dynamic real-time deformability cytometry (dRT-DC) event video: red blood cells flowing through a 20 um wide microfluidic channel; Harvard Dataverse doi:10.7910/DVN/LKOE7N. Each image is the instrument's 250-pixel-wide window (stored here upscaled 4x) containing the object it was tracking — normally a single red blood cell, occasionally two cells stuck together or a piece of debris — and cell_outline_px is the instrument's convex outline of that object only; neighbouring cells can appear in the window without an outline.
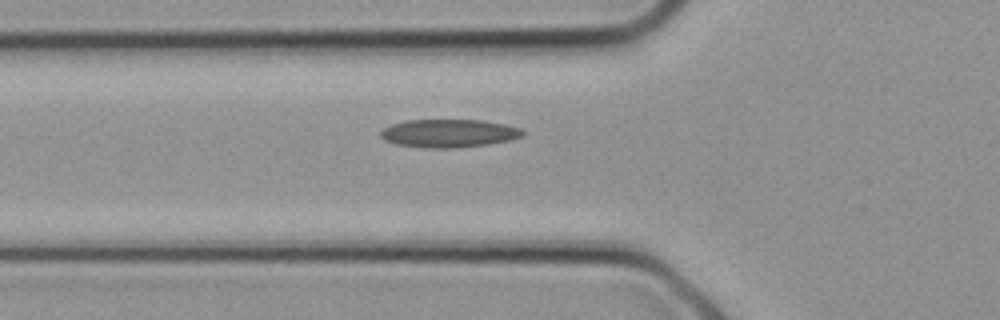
{"species": "common noctule bat (a hibernating species)", "species_latin": "Nyctalus noctula", "temperature_condition": "cold", "stored_images_in_passage": 18, "camera_frame_rate_fps": 3000, "um_per_image_px": 0.085, "animal": {"sex": "female", "body_mass_g": 21.9}, "frame": {"image": 1, "passage_image": 3, "time_ms": 0.667, "image_size_px": [1000, 320], "cell_outline_px": [[524, 136], [512, 140], [488, 144], [456, 148], [428, 148], [396, 144], [384, 140], [380, 136], [380, 132], [384, 128], [392, 124], [408, 120], [484, 120], [508, 124], [520, 128], [524, 132]], "centroid_in_image_um": [38.2, 11.33], "position_along_channel_um": 87.6, "area_um2": 23.47}}
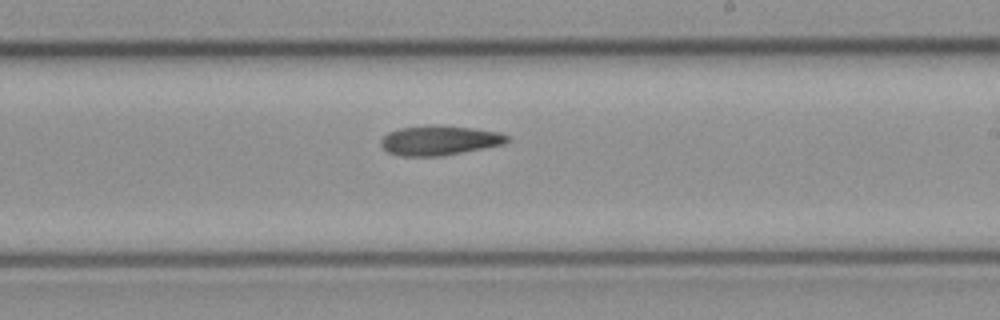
{"frame": {"image": 2, "passage_image": 9, "time_ms": 2.667, "image_size_px": [1000, 320], "cell_outline_px": [[508, 140], [504, 144], [484, 148], [440, 156], [400, 156], [388, 152], [380, 144], [380, 140], [388, 132], [400, 128], [472, 128], [500, 132], [508, 136]], "centroid_in_image_um": [37.35, 11.98], "position_along_channel_um": 251.7, "area_um2": 20.75}}
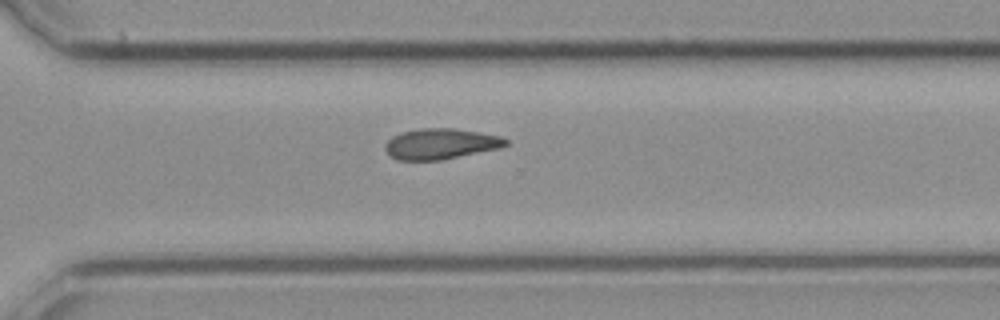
{"frame": {"image": 3, "passage_image": 12, "time_ms": 3.667, "image_size_px": [1000, 320], "cell_outline_px": [[508, 144], [496, 148], [440, 160], [396, 160], [388, 156], [384, 148], [384, 144], [392, 136], [400, 132], [420, 128], [452, 128], [500, 136], [508, 140]], "centroid_in_image_um": [37.35, 12.22], "position_along_channel_um": 333.3, "area_um2": 21.39}}